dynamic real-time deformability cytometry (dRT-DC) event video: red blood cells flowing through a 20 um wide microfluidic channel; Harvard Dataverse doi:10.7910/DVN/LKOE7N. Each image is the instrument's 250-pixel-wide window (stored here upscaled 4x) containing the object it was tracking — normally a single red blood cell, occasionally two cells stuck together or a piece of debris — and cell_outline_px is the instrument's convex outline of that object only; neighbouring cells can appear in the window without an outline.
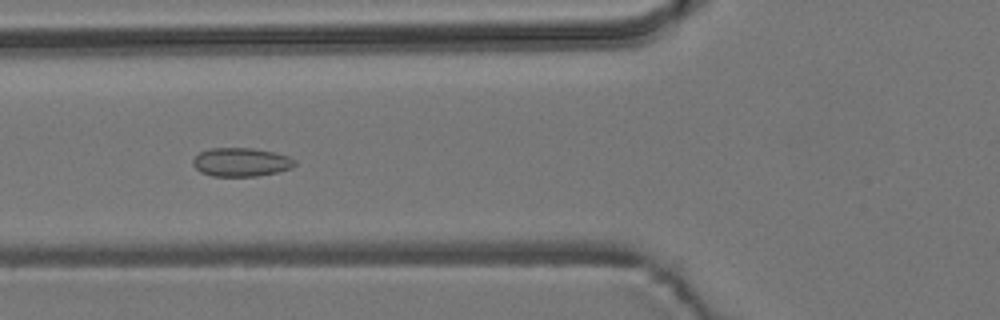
{"species": "common noctule bat (a hibernating species)", "species_latin": "Nyctalus noctula", "temperature_condition": "room temperature", "stored_images_in_passage": 8, "camera_frame_rate_fps": 3000, "um_per_image_px": 0.085, "animal": {"sex": "male", "body_mass_g": 19.2, "forearm_length_mm": 51.8}, "frame": {"image": 1, "passage_image": 6, "time_ms": 6.667, "image_size_px": [1000, 320], "cell_outline_px": [[296, 164], [292, 168], [276, 172], [256, 176], [212, 176], [200, 172], [192, 164], [192, 160], [200, 152], [208, 148], [252, 148], [272, 152], [288, 156], [296, 160]], "centroid_in_image_um": [20.47, 13.78], "position_along_channel_um": 105.3, "area_um2": 16.99}}
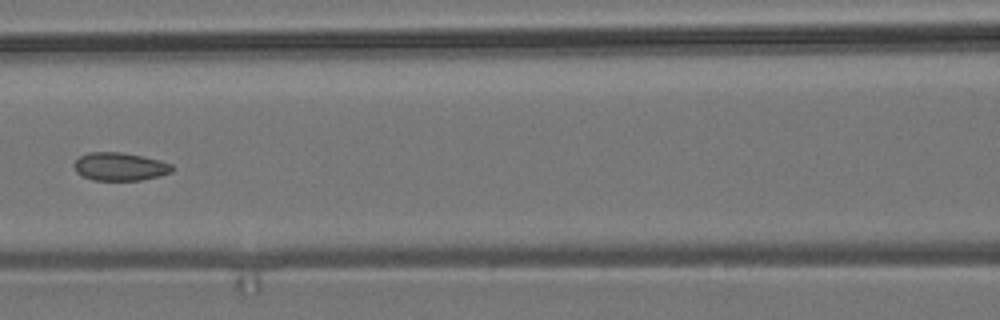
{"frame": {"image": 2, "passage_image": 7, "time_ms": 8.0, "image_size_px": [1000, 320], "cell_outline_px": [[176, 168], [172, 172], [160, 176], [140, 180], [92, 180], [76, 172], [72, 164], [80, 156], [88, 152], [120, 152], [144, 156], [160, 160], [172, 164]], "centroid_in_image_um": [10.22, 14.15], "position_along_channel_um": 156.4, "area_um2": 16.24}}
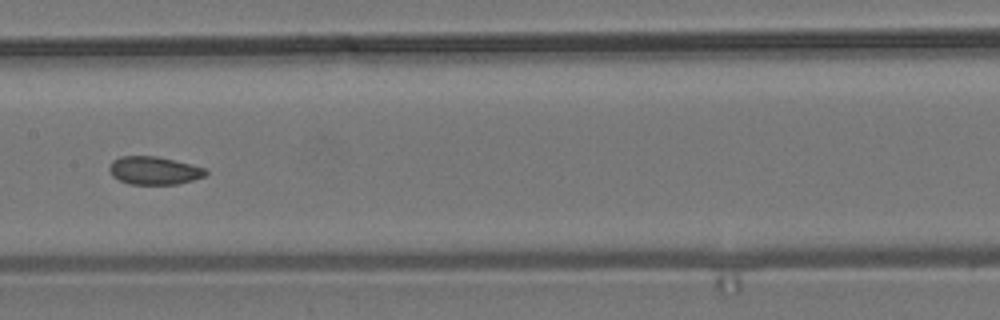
{"frame": {"image": 3, "passage_image": 8, "time_ms": 9.0, "image_size_px": [1000, 320], "cell_outline_px": [[208, 172], [204, 176], [192, 180], [176, 184], [128, 184], [112, 176], [108, 168], [112, 160], [120, 156], [156, 156], [204, 168]], "centroid_in_image_um": [13.04, 14.49], "position_along_channel_um": 194.4, "area_um2": 15.55}}